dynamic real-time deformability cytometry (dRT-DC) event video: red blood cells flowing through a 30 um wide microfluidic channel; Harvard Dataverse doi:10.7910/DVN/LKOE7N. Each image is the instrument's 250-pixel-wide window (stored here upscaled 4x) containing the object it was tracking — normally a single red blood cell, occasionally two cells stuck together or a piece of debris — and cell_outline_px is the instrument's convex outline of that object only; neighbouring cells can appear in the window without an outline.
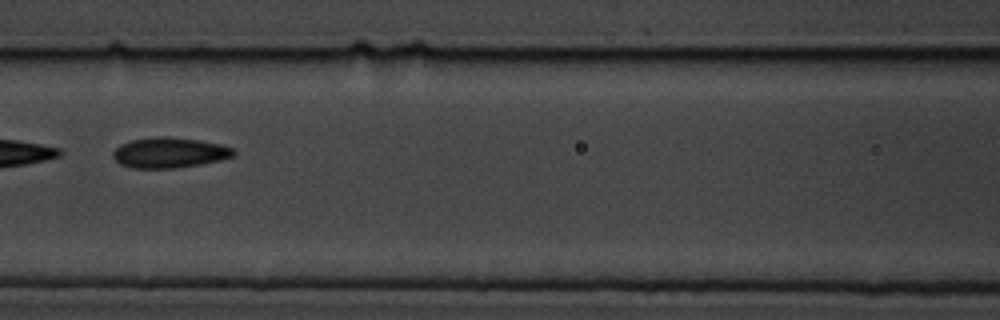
{"species": "common noctule bat (a hibernating species)", "species_latin": "Nyctalus noctula", "temperature_condition": "cold", "stored_images_in_passage": 3, "camera_frame_rate_fps": 3000, "um_per_image_px": 0.085, "animal": {"sex": "male", "body_mass_g": 19.5, "forearm_length_mm": 54.6}, "frame": {"image": 1, "passage_image": 3, "time_ms": 2.333, "image_size_px": [1000, 320], "cell_outline_px": [[236, 152], [232, 156], [220, 160], [200, 164], [176, 168], [132, 168], [120, 164], [112, 156], [112, 152], [120, 144], [132, 140], [156, 136], [168, 136], [200, 140], [220, 144], [232, 148]], "centroid_in_image_um": [14.38, 12.97], "position_along_channel_um": 152.2, "area_um2": 21.39}}